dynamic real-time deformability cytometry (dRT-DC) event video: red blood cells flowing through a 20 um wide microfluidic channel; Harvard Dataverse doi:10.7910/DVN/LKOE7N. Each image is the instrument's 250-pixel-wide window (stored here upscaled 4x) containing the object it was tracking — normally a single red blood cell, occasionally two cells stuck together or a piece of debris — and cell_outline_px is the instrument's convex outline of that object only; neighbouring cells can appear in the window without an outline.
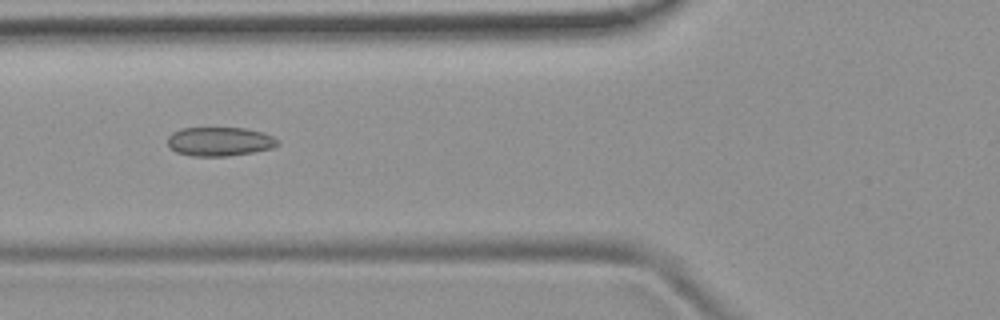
{"species": "common noctule bat (a hibernating species)", "species_latin": "Nyctalus noctula", "temperature_condition": "room temperature", "stored_images_in_passage": 6, "camera_frame_rate_fps": 3000, "um_per_image_px": 0.085, "animal": {"sex": "female", "body_mass_g": 19.9}, "frame": {"image": 1, "passage_image": 4, "time_ms": 4.667, "image_size_px": [1000, 320], "cell_outline_px": [[280, 144], [272, 148], [252, 152], [228, 156], [192, 156], [176, 152], [168, 144], [168, 136], [172, 132], [180, 128], [248, 128], [264, 132], [280, 140]], "centroid_in_image_um": [18.7, 12.02], "position_along_channel_um": 107.1, "area_um2": 18.73}}
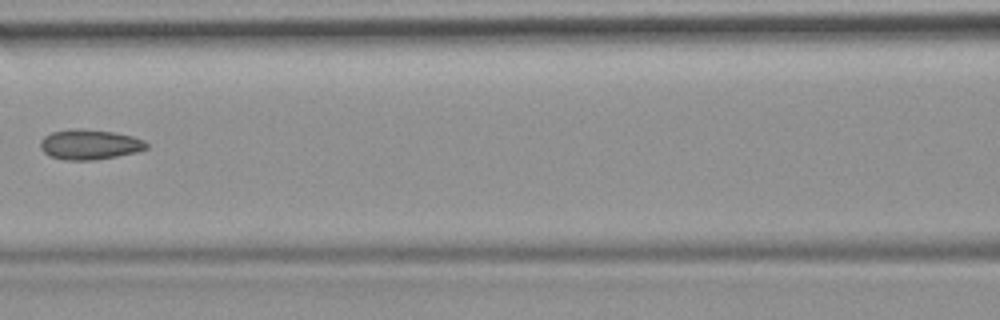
{"frame": {"image": 2, "passage_image": 5, "time_ms": 6.0, "image_size_px": [1000, 320], "cell_outline_px": [[148, 148], [136, 152], [96, 160], [64, 160], [52, 156], [44, 152], [40, 148], [40, 140], [44, 136], [52, 132], [76, 128], [80, 128], [112, 132], [132, 136], [144, 140], [148, 144]], "centroid_in_image_um": [7.61, 12.28], "position_along_channel_um": 159.0, "area_um2": 18.55}}
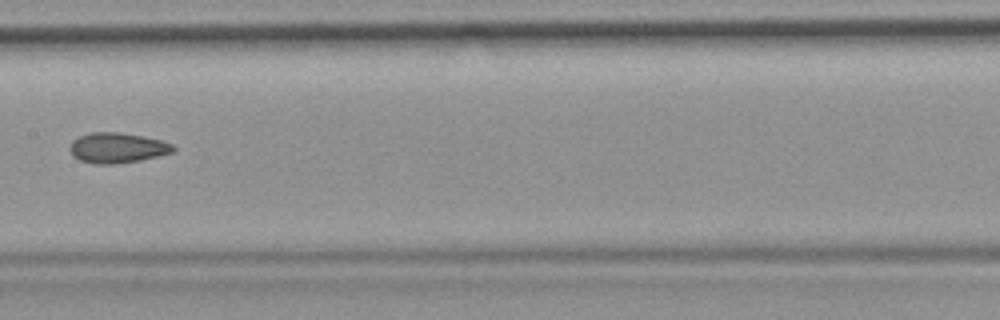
{"frame": {"image": 3, "passage_image": 6, "time_ms": 7.0, "image_size_px": [1000, 320], "cell_outline_px": [[176, 152], [140, 160], [112, 164], [96, 164], [80, 160], [72, 152], [72, 140], [80, 136], [92, 132], [120, 132], [144, 136], [160, 140], [172, 144], [176, 148]], "centroid_in_image_um": [10.04, 12.56], "position_along_channel_um": 197.4, "area_um2": 18.03}}